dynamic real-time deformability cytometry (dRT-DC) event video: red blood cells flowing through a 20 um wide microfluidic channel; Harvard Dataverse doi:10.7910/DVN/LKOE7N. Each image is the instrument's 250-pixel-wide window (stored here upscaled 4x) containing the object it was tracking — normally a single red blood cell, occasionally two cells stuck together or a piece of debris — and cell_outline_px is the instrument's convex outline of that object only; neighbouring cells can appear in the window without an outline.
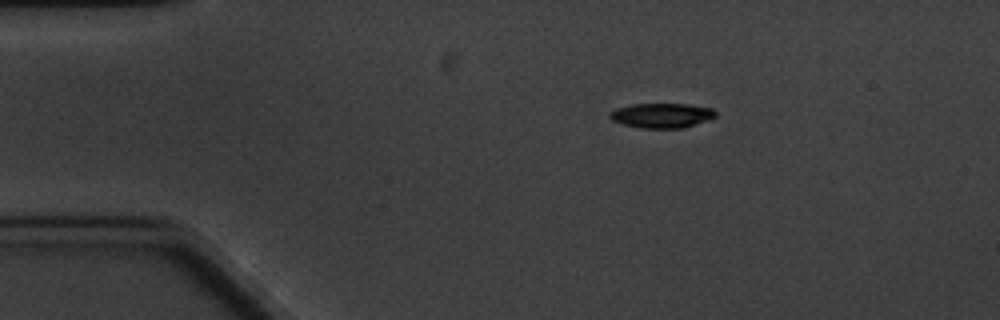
{"species": "common noctule bat (a hibernating species)", "species_latin": "Nyctalus noctula", "temperature_condition": "cold", "stored_images_in_passage": 3, "camera_frame_rate_fps": 3000, "um_per_image_px": 0.085, "animal": {"sex": "male", "body_mass_g": 20.1, "forearm_length_mm": 53.5}, "frame": {"image": 1, "passage_image": 1, "time_ms": 0.0, "image_size_px": [1000, 320], "cell_outline_px": [[716, 116], [680, 128], [640, 128], [624, 124], [612, 120], [608, 116], [608, 112], [616, 108], [632, 104], [688, 104], [712, 108], [716, 112]], "centroid_in_image_um": [56.18, 9.8], "position_along_channel_um": 28.8, "area_um2": 15.03}}